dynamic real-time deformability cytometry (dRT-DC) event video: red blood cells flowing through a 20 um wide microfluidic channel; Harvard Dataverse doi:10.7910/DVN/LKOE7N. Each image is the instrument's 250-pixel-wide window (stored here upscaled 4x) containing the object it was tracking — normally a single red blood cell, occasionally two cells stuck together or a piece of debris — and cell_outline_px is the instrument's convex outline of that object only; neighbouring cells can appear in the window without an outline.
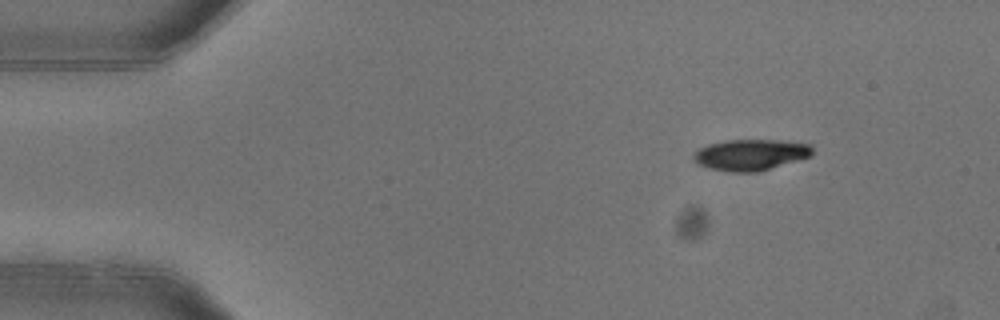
{"species": "common noctule bat (a hibernating species)", "species_latin": "Nyctalus noctula", "temperature_condition": "warm", "stored_images_in_passage": 3, "camera_frame_rate_fps": 3000, "um_per_image_px": 0.085, "animal": {"sex": "female"}, "frame": {"image": 1, "passage_image": 1, "time_ms": 0.0, "image_size_px": [1000, 320], "cell_outline_px": [[812, 156], [760, 172], [728, 172], [708, 168], [692, 160], [692, 156], [700, 148], [708, 144], [724, 140], [788, 140], [812, 144]], "centroid_in_image_um": [63.84, 13.15], "position_along_channel_um": 21.2, "area_um2": 21.91}}